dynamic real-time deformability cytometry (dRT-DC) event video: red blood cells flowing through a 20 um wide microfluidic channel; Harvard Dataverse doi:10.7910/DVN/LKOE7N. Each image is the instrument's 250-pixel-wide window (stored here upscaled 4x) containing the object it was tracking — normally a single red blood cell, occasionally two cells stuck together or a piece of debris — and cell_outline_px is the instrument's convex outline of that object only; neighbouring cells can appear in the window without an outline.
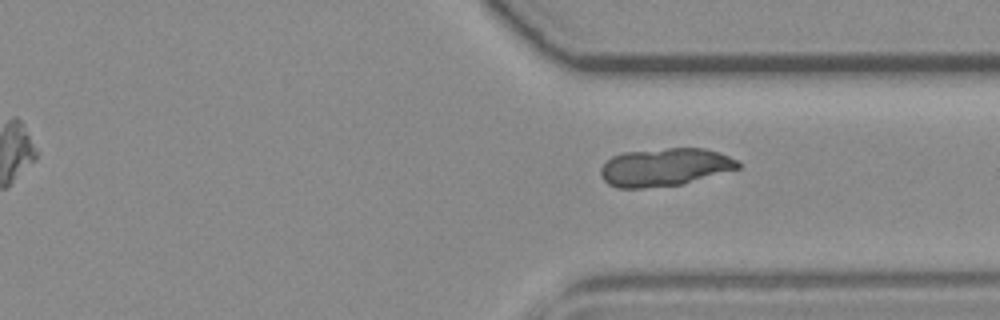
{"species": "common noctule bat (a hibernating species)", "species_latin": "Nyctalus noctula", "temperature_condition": "room temperature", "stored_images_in_passage": 16, "camera_frame_rate_fps": 3000, "um_per_image_px": 0.085, "animal": {"sex": "female", "body_mass_g": 19.3, "forearm_length_mm": 54.1}, "frame": {"image": 1, "passage_image": 16, "time_ms": 19.667, "image_size_px": [1000, 320], "cell_outline_px": [[740, 168], [680, 184], [644, 188], [616, 188], [608, 184], [600, 176], [600, 168], [612, 156], [624, 152], [668, 148], [704, 148], [728, 156], [736, 160], [740, 164]], "centroid_in_image_um": [56.45, 14.21], "position_along_channel_um": 354.9, "area_um2": 30.11}}